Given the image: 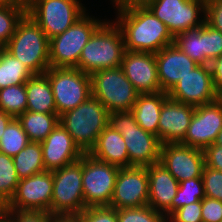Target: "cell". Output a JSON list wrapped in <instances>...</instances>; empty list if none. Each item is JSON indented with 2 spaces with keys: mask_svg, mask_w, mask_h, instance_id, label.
<instances>
[{
  "mask_svg": "<svg viewBox=\"0 0 222 222\" xmlns=\"http://www.w3.org/2000/svg\"><path fill=\"white\" fill-rule=\"evenodd\" d=\"M115 23L122 31L125 50L156 54L174 43L168 27L146 6L115 9Z\"/></svg>",
  "mask_w": 222,
  "mask_h": 222,
  "instance_id": "obj_1",
  "label": "cell"
},
{
  "mask_svg": "<svg viewBox=\"0 0 222 222\" xmlns=\"http://www.w3.org/2000/svg\"><path fill=\"white\" fill-rule=\"evenodd\" d=\"M124 52L121 29L114 20L107 19L83 47L77 69L91 75L102 69L121 67Z\"/></svg>",
  "mask_w": 222,
  "mask_h": 222,
  "instance_id": "obj_2",
  "label": "cell"
},
{
  "mask_svg": "<svg viewBox=\"0 0 222 222\" xmlns=\"http://www.w3.org/2000/svg\"><path fill=\"white\" fill-rule=\"evenodd\" d=\"M3 48L27 66L33 74H44L50 68L49 39L27 13Z\"/></svg>",
  "mask_w": 222,
  "mask_h": 222,
  "instance_id": "obj_3",
  "label": "cell"
},
{
  "mask_svg": "<svg viewBox=\"0 0 222 222\" xmlns=\"http://www.w3.org/2000/svg\"><path fill=\"white\" fill-rule=\"evenodd\" d=\"M110 112L91 95L76 108L59 116V123L84 154L94 147L99 134L109 125Z\"/></svg>",
  "mask_w": 222,
  "mask_h": 222,
  "instance_id": "obj_4",
  "label": "cell"
},
{
  "mask_svg": "<svg viewBox=\"0 0 222 222\" xmlns=\"http://www.w3.org/2000/svg\"><path fill=\"white\" fill-rule=\"evenodd\" d=\"M109 125L123 136L129 156V167H146L160 161V139L141 128L131 111L110 113Z\"/></svg>",
  "mask_w": 222,
  "mask_h": 222,
  "instance_id": "obj_5",
  "label": "cell"
},
{
  "mask_svg": "<svg viewBox=\"0 0 222 222\" xmlns=\"http://www.w3.org/2000/svg\"><path fill=\"white\" fill-rule=\"evenodd\" d=\"M89 13L86 12L62 34L49 40L50 67L77 68L83 47L107 20L98 19Z\"/></svg>",
  "mask_w": 222,
  "mask_h": 222,
  "instance_id": "obj_6",
  "label": "cell"
},
{
  "mask_svg": "<svg viewBox=\"0 0 222 222\" xmlns=\"http://www.w3.org/2000/svg\"><path fill=\"white\" fill-rule=\"evenodd\" d=\"M90 76L92 96L110 113L131 111L140 93L127 79L121 67L102 69Z\"/></svg>",
  "mask_w": 222,
  "mask_h": 222,
  "instance_id": "obj_7",
  "label": "cell"
},
{
  "mask_svg": "<svg viewBox=\"0 0 222 222\" xmlns=\"http://www.w3.org/2000/svg\"><path fill=\"white\" fill-rule=\"evenodd\" d=\"M81 0H31L27 14L50 40L62 34L87 11Z\"/></svg>",
  "mask_w": 222,
  "mask_h": 222,
  "instance_id": "obj_8",
  "label": "cell"
},
{
  "mask_svg": "<svg viewBox=\"0 0 222 222\" xmlns=\"http://www.w3.org/2000/svg\"><path fill=\"white\" fill-rule=\"evenodd\" d=\"M82 186V157L53 171V215H78L85 209Z\"/></svg>",
  "mask_w": 222,
  "mask_h": 222,
  "instance_id": "obj_9",
  "label": "cell"
},
{
  "mask_svg": "<svg viewBox=\"0 0 222 222\" xmlns=\"http://www.w3.org/2000/svg\"><path fill=\"white\" fill-rule=\"evenodd\" d=\"M48 76L60 116L86 101L92 95L91 76L77 68L50 67Z\"/></svg>",
  "mask_w": 222,
  "mask_h": 222,
  "instance_id": "obj_10",
  "label": "cell"
},
{
  "mask_svg": "<svg viewBox=\"0 0 222 222\" xmlns=\"http://www.w3.org/2000/svg\"><path fill=\"white\" fill-rule=\"evenodd\" d=\"M120 167L82 156V186L85 207L110 206Z\"/></svg>",
  "mask_w": 222,
  "mask_h": 222,
  "instance_id": "obj_11",
  "label": "cell"
},
{
  "mask_svg": "<svg viewBox=\"0 0 222 222\" xmlns=\"http://www.w3.org/2000/svg\"><path fill=\"white\" fill-rule=\"evenodd\" d=\"M146 7L174 37L205 22V0H153Z\"/></svg>",
  "mask_w": 222,
  "mask_h": 222,
  "instance_id": "obj_12",
  "label": "cell"
},
{
  "mask_svg": "<svg viewBox=\"0 0 222 222\" xmlns=\"http://www.w3.org/2000/svg\"><path fill=\"white\" fill-rule=\"evenodd\" d=\"M149 175L144 166L122 167L118 171L111 208L143 207L148 205Z\"/></svg>",
  "mask_w": 222,
  "mask_h": 222,
  "instance_id": "obj_13",
  "label": "cell"
},
{
  "mask_svg": "<svg viewBox=\"0 0 222 222\" xmlns=\"http://www.w3.org/2000/svg\"><path fill=\"white\" fill-rule=\"evenodd\" d=\"M53 171H43L20 179L6 209L41 210L51 213Z\"/></svg>",
  "mask_w": 222,
  "mask_h": 222,
  "instance_id": "obj_14",
  "label": "cell"
},
{
  "mask_svg": "<svg viewBox=\"0 0 222 222\" xmlns=\"http://www.w3.org/2000/svg\"><path fill=\"white\" fill-rule=\"evenodd\" d=\"M168 97L195 107L215 102L219 94L214 88L210 66L195 67L172 87Z\"/></svg>",
  "mask_w": 222,
  "mask_h": 222,
  "instance_id": "obj_15",
  "label": "cell"
},
{
  "mask_svg": "<svg viewBox=\"0 0 222 222\" xmlns=\"http://www.w3.org/2000/svg\"><path fill=\"white\" fill-rule=\"evenodd\" d=\"M222 130V101L195 107L186 136L180 142L192 148L204 150L213 144Z\"/></svg>",
  "mask_w": 222,
  "mask_h": 222,
  "instance_id": "obj_16",
  "label": "cell"
},
{
  "mask_svg": "<svg viewBox=\"0 0 222 222\" xmlns=\"http://www.w3.org/2000/svg\"><path fill=\"white\" fill-rule=\"evenodd\" d=\"M159 162L179 183L200 178L205 166L203 150L181 143L162 144Z\"/></svg>",
  "mask_w": 222,
  "mask_h": 222,
  "instance_id": "obj_17",
  "label": "cell"
},
{
  "mask_svg": "<svg viewBox=\"0 0 222 222\" xmlns=\"http://www.w3.org/2000/svg\"><path fill=\"white\" fill-rule=\"evenodd\" d=\"M121 68L140 94L161 92L154 53L125 50Z\"/></svg>",
  "mask_w": 222,
  "mask_h": 222,
  "instance_id": "obj_18",
  "label": "cell"
},
{
  "mask_svg": "<svg viewBox=\"0 0 222 222\" xmlns=\"http://www.w3.org/2000/svg\"><path fill=\"white\" fill-rule=\"evenodd\" d=\"M40 144L46 171L60 169L79 160L84 155L71 135L60 123Z\"/></svg>",
  "mask_w": 222,
  "mask_h": 222,
  "instance_id": "obj_19",
  "label": "cell"
},
{
  "mask_svg": "<svg viewBox=\"0 0 222 222\" xmlns=\"http://www.w3.org/2000/svg\"><path fill=\"white\" fill-rule=\"evenodd\" d=\"M195 106L177 102L169 97L164 101L158 123L161 143H180L186 136Z\"/></svg>",
  "mask_w": 222,
  "mask_h": 222,
  "instance_id": "obj_20",
  "label": "cell"
},
{
  "mask_svg": "<svg viewBox=\"0 0 222 222\" xmlns=\"http://www.w3.org/2000/svg\"><path fill=\"white\" fill-rule=\"evenodd\" d=\"M161 91L169 92L183 77L199 64L172 43L155 54Z\"/></svg>",
  "mask_w": 222,
  "mask_h": 222,
  "instance_id": "obj_21",
  "label": "cell"
},
{
  "mask_svg": "<svg viewBox=\"0 0 222 222\" xmlns=\"http://www.w3.org/2000/svg\"><path fill=\"white\" fill-rule=\"evenodd\" d=\"M146 169L149 175L148 205L168 218L171 215V202L176 196L179 182L160 162L146 166Z\"/></svg>",
  "mask_w": 222,
  "mask_h": 222,
  "instance_id": "obj_22",
  "label": "cell"
},
{
  "mask_svg": "<svg viewBox=\"0 0 222 222\" xmlns=\"http://www.w3.org/2000/svg\"><path fill=\"white\" fill-rule=\"evenodd\" d=\"M88 154L104 163L114 164L120 168L129 167V156L123 136L110 125L99 134Z\"/></svg>",
  "mask_w": 222,
  "mask_h": 222,
  "instance_id": "obj_23",
  "label": "cell"
},
{
  "mask_svg": "<svg viewBox=\"0 0 222 222\" xmlns=\"http://www.w3.org/2000/svg\"><path fill=\"white\" fill-rule=\"evenodd\" d=\"M167 98L168 93L164 91L158 93L139 94L131 109L138 125L146 132L157 137L160 111Z\"/></svg>",
  "mask_w": 222,
  "mask_h": 222,
  "instance_id": "obj_24",
  "label": "cell"
},
{
  "mask_svg": "<svg viewBox=\"0 0 222 222\" xmlns=\"http://www.w3.org/2000/svg\"><path fill=\"white\" fill-rule=\"evenodd\" d=\"M27 111L57 114L48 76L34 74L26 83Z\"/></svg>",
  "mask_w": 222,
  "mask_h": 222,
  "instance_id": "obj_25",
  "label": "cell"
},
{
  "mask_svg": "<svg viewBox=\"0 0 222 222\" xmlns=\"http://www.w3.org/2000/svg\"><path fill=\"white\" fill-rule=\"evenodd\" d=\"M17 119L26 132L30 142L42 143L59 124V115L25 111Z\"/></svg>",
  "mask_w": 222,
  "mask_h": 222,
  "instance_id": "obj_26",
  "label": "cell"
},
{
  "mask_svg": "<svg viewBox=\"0 0 222 222\" xmlns=\"http://www.w3.org/2000/svg\"><path fill=\"white\" fill-rule=\"evenodd\" d=\"M33 75L20 60L0 47V89L25 84Z\"/></svg>",
  "mask_w": 222,
  "mask_h": 222,
  "instance_id": "obj_27",
  "label": "cell"
},
{
  "mask_svg": "<svg viewBox=\"0 0 222 222\" xmlns=\"http://www.w3.org/2000/svg\"><path fill=\"white\" fill-rule=\"evenodd\" d=\"M12 158L20 179L45 171L43 151L40 143L30 142Z\"/></svg>",
  "mask_w": 222,
  "mask_h": 222,
  "instance_id": "obj_28",
  "label": "cell"
},
{
  "mask_svg": "<svg viewBox=\"0 0 222 222\" xmlns=\"http://www.w3.org/2000/svg\"><path fill=\"white\" fill-rule=\"evenodd\" d=\"M174 43L199 65H210L211 61L202 52V26L179 33L174 37Z\"/></svg>",
  "mask_w": 222,
  "mask_h": 222,
  "instance_id": "obj_29",
  "label": "cell"
},
{
  "mask_svg": "<svg viewBox=\"0 0 222 222\" xmlns=\"http://www.w3.org/2000/svg\"><path fill=\"white\" fill-rule=\"evenodd\" d=\"M30 143L20 121L13 118L5 128L0 139V152L15 156Z\"/></svg>",
  "mask_w": 222,
  "mask_h": 222,
  "instance_id": "obj_30",
  "label": "cell"
},
{
  "mask_svg": "<svg viewBox=\"0 0 222 222\" xmlns=\"http://www.w3.org/2000/svg\"><path fill=\"white\" fill-rule=\"evenodd\" d=\"M0 109L14 118L27 111L25 84L0 89Z\"/></svg>",
  "mask_w": 222,
  "mask_h": 222,
  "instance_id": "obj_31",
  "label": "cell"
},
{
  "mask_svg": "<svg viewBox=\"0 0 222 222\" xmlns=\"http://www.w3.org/2000/svg\"><path fill=\"white\" fill-rule=\"evenodd\" d=\"M20 178L11 156L0 152V202L7 205L13 197Z\"/></svg>",
  "mask_w": 222,
  "mask_h": 222,
  "instance_id": "obj_32",
  "label": "cell"
},
{
  "mask_svg": "<svg viewBox=\"0 0 222 222\" xmlns=\"http://www.w3.org/2000/svg\"><path fill=\"white\" fill-rule=\"evenodd\" d=\"M204 197L202 177L180 182L176 196L171 202V214L182 206L200 201Z\"/></svg>",
  "mask_w": 222,
  "mask_h": 222,
  "instance_id": "obj_33",
  "label": "cell"
},
{
  "mask_svg": "<svg viewBox=\"0 0 222 222\" xmlns=\"http://www.w3.org/2000/svg\"><path fill=\"white\" fill-rule=\"evenodd\" d=\"M27 11L19 6L0 4V47H4L15 33L17 24Z\"/></svg>",
  "mask_w": 222,
  "mask_h": 222,
  "instance_id": "obj_34",
  "label": "cell"
},
{
  "mask_svg": "<svg viewBox=\"0 0 222 222\" xmlns=\"http://www.w3.org/2000/svg\"><path fill=\"white\" fill-rule=\"evenodd\" d=\"M117 218L118 222H167L166 215L154 210L149 205L118 209Z\"/></svg>",
  "mask_w": 222,
  "mask_h": 222,
  "instance_id": "obj_35",
  "label": "cell"
},
{
  "mask_svg": "<svg viewBox=\"0 0 222 222\" xmlns=\"http://www.w3.org/2000/svg\"><path fill=\"white\" fill-rule=\"evenodd\" d=\"M202 52L210 61L222 55V33L206 22L202 25Z\"/></svg>",
  "mask_w": 222,
  "mask_h": 222,
  "instance_id": "obj_36",
  "label": "cell"
},
{
  "mask_svg": "<svg viewBox=\"0 0 222 222\" xmlns=\"http://www.w3.org/2000/svg\"><path fill=\"white\" fill-rule=\"evenodd\" d=\"M201 177L205 197L222 201V171L204 166Z\"/></svg>",
  "mask_w": 222,
  "mask_h": 222,
  "instance_id": "obj_37",
  "label": "cell"
},
{
  "mask_svg": "<svg viewBox=\"0 0 222 222\" xmlns=\"http://www.w3.org/2000/svg\"><path fill=\"white\" fill-rule=\"evenodd\" d=\"M5 216L9 222H51L53 214L41 210L6 209Z\"/></svg>",
  "mask_w": 222,
  "mask_h": 222,
  "instance_id": "obj_38",
  "label": "cell"
},
{
  "mask_svg": "<svg viewBox=\"0 0 222 222\" xmlns=\"http://www.w3.org/2000/svg\"><path fill=\"white\" fill-rule=\"evenodd\" d=\"M78 216L81 222H118L117 210L109 206L87 207Z\"/></svg>",
  "mask_w": 222,
  "mask_h": 222,
  "instance_id": "obj_39",
  "label": "cell"
},
{
  "mask_svg": "<svg viewBox=\"0 0 222 222\" xmlns=\"http://www.w3.org/2000/svg\"><path fill=\"white\" fill-rule=\"evenodd\" d=\"M201 200L182 206L174 211L167 222H202Z\"/></svg>",
  "mask_w": 222,
  "mask_h": 222,
  "instance_id": "obj_40",
  "label": "cell"
},
{
  "mask_svg": "<svg viewBox=\"0 0 222 222\" xmlns=\"http://www.w3.org/2000/svg\"><path fill=\"white\" fill-rule=\"evenodd\" d=\"M202 222H220L222 220V201L204 197L201 200Z\"/></svg>",
  "mask_w": 222,
  "mask_h": 222,
  "instance_id": "obj_41",
  "label": "cell"
},
{
  "mask_svg": "<svg viewBox=\"0 0 222 222\" xmlns=\"http://www.w3.org/2000/svg\"><path fill=\"white\" fill-rule=\"evenodd\" d=\"M205 22L222 33V0L205 2Z\"/></svg>",
  "mask_w": 222,
  "mask_h": 222,
  "instance_id": "obj_42",
  "label": "cell"
},
{
  "mask_svg": "<svg viewBox=\"0 0 222 222\" xmlns=\"http://www.w3.org/2000/svg\"><path fill=\"white\" fill-rule=\"evenodd\" d=\"M205 166L222 171V146L211 144L203 150Z\"/></svg>",
  "mask_w": 222,
  "mask_h": 222,
  "instance_id": "obj_43",
  "label": "cell"
},
{
  "mask_svg": "<svg viewBox=\"0 0 222 222\" xmlns=\"http://www.w3.org/2000/svg\"><path fill=\"white\" fill-rule=\"evenodd\" d=\"M210 69L215 90L222 93V55L210 62Z\"/></svg>",
  "mask_w": 222,
  "mask_h": 222,
  "instance_id": "obj_44",
  "label": "cell"
},
{
  "mask_svg": "<svg viewBox=\"0 0 222 222\" xmlns=\"http://www.w3.org/2000/svg\"><path fill=\"white\" fill-rule=\"evenodd\" d=\"M113 9L128 8L134 6H146L153 0H110Z\"/></svg>",
  "mask_w": 222,
  "mask_h": 222,
  "instance_id": "obj_45",
  "label": "cell"
},
{
  "mask_svg": "<svg viewBox=\"0 0 222 222\" xmlns=\"http://www.w3.org/2000/svg\"><path fill=\"white\" fill-rule=\"evenodd\" d=\"M51 222H81L78 215H53Z\"/></svg>",
  "mask_w": 222,
  "mask_h": 222,
  "instance_id": "obj_46",
  "label": "cell"
},
{
  "mask_svg": "<svg viewBox=\"0 0 222 222\" xmlns=\"http://www.w3.org/2000/svg\"><path fill=\"white\" fill-rule=\"evenodd\" d=\"M14 117L8 113H5L4 111H2L0 109V139L3 135V132L5 130V128L7 127V125L9 124V122L13 119Z\"/></svg>",
  "mask_w": 222,
  "mask_h": 222,
  "instance_id": "obj_47",
  "label": "cell"
},
{
  "mask_svg": "<svg viewBox=\"0 0 222 222\" xmlns=\"http://www.w3.org/2000/svg\"><path fill=\"white\" fill-rule=\"evenodd\" d=\"M31 0H0V4L2 5H13V6H19L26 11L29 8Z\"/></svg>",
  "mask_w": 222,
  "mask_h": 222,
  "instance_id": "obj_48",
  "label": "cell"
},
{
  "mask_svg": "<svg viewBox=\"0 0 222 222\" xmlns=\"http://www.w3.org/2000/svg\"><path fill=\"white\" fill-rule=\"evenodd\" d=\"M6 205L0 202V221L5 217Z\"/></svg>",
  "mask_w": 222,
  "mask_h": 222,
  "instance_id": "obj_49",
  "label": "cell"
},
{
  "mask_svg": "<svg viewBox=\"0 0 222 222\" xmlns=\"http://www.w3.org/2000/svg\"><path fill=\"white\" fill-rule=\"evenodd\" d=\"M214 144L222 146V130L217 134Z\"/></svg>",
  "mask_w": 222,
  "mask_h": 222,
  "instance_id": "obj_50",
  "label": "cell"
},
{
  "mask_svg": "<svg viewBox=\"0 0 222 222\" xmlns=\"http://www.w3.org/2000/svg\"><path fill=\"white\" fill-rule=\"evenodd\" d=\"M0 222H9L6 216Z\"/></svg>",
  "mask_w": 222,
  "mask_h": 222,
  "instance_id": "obj_51",
  "label": "cell"
},
{
  "mask_svg": "<svg viewBox=\"0 0 222 222\" xmlns=\"http://www.w3.org/2000/svg\"><path fill=\"white\" fill-rule=\"evenodd\" d=\"M219 99L222 101V93L219 94Z\"/></svg>",
  "mask_w": 222,
  "mask_h": 222,
  "instance_id": "obj_52",
  "label": "cell"
}]
</instances>
